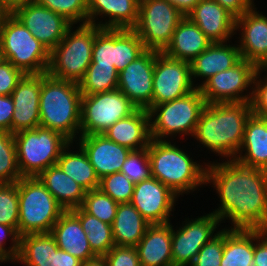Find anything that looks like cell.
Masks as SVG:
<instances>
[{
	"instance_id": "obj_1",
	"label": "cell",
	"mask_w": 267,
	"mask_h": 266,
	"mask_svg": "<svg viewBox=\"0 0 267 266\" xmlns=\"http://www.w3.org/2000/svg\"><path fill=\"white\" fill-rule=\"evenodd\" d=\"M211 162L207 163L205 183L213 184L220 198L212 213L220 222L229 219L231 229L267 230V171L236 160Z\"/></svg>"
},
{
	"instance_id": "obj_2",
	"label": "cell",
	"mask_w": 267,
	"mask_h": 266,
	"mask_svg": "<svg viewBox=\"0 0 267 266\" xmlns=\"http://www.w3.org/2000/svg\"><path fill=\"white\" fill-rule=\"evenodd\" d=\"M251 114L250 102L206 104L192 137L207 150L234 160Z\"/></svg>"
},
{
	"instance_id": "obj_3",
	"label": "cell",
	"mask_w": 267,
	"mask_h": 266,
	"mask_svg": "<svg viewBox=\"0 0 267 266\" xmlns=\"http://www.w3.org/2000/svg\"><path fill=\"white\" fill-rule=\"evenodd\" d=\"M81 96L78 83L41 74L40 126L62 134L73 144L77 142Z\"/></svg>"
},
{
	"instance_id": "obj_4",
	"label": "cell",
	"mask_w": 267,
	"mask_h": 266,
	"mask_svg": "<svg viewBox=\"0 0 267 266\" xmlns=\"http://www.w3.org/2000/svg\"><path fill=\"white\" fill-rule=\"evenodd\" d=\"M171 142L151 139L147 147L151 177L158 179L178 197L206 186V163L194 162L187 151Z\"/></svg>"
},
{
	"instance_id": "obj_5",
	"label": "cell",
	"mask_w": 267,
	"mask_h": 266,
	"mask_svg": "<svg viewBox=\"0 0 267 266\" xmlns=\"http://www.w3.org/2000/svg\"><path fill=\"white\" fill-rule=\"evenodd\" d=\"M0 57L24 74H44L50 51L13 14H7L0 29Z\"/></svg>"
},
{
	"instance_id": "obj_6",
	"label": "cell",
	"mask_w": 267,
	"mask_h": 266,
	"mask_svg": "<svg viewBox=\"0 0 267 266\" xmlns=\"http://www.w3.org/2000/svg\"><path fill=\"white\" fill-rule=\"evenodd\" d=\"M19 195V236L50 233L65 209L37 177L17 182Z\"/></svg>"
},
{
	"instance_id": "obj_7",
	"label": "cell",
	"mask_w": 267,
	"mask_h": 266,
	"mask_svg": "<svg viewBox=\"0 0 267 266\" xmlns=\"http://www.w3.org/2000/svg\"><path fill=\"white\" fill-rule=\"evenodd\" d=\"M205 106L199 88L181 98L153 106L148 111L151 139L169 141V137L177 135L193 136Z\"/></svg>"
},
{
	"instance_id": "obj_8",
	"label": "cell",
	"mask_w": 267,
	"mask_h": 266,
	"mask_svg": "<svg viewBox=\"0 0 267 266\" xmlns=\"http://www.w3.org/2000/svg\"><path fill=\"white\" fill-rule=\"evenodd\" d=\"M72 25L64 38L50 51L47 74L79 83L92 62L95 25L82 24L73 31Z\"/></svg>"
},
{
	"instance_id": "obj_9",
	"label": "cell",
	"mask_w": 267,
	"mask_h": 266,
	"mask_svg": "<svg viewBox=\"0 0 267 266\" xmlns=\"http://www.w3.org/2000/svg\"><path fill=\"white\" fill-rule=\"evenodd\" d=\"M13 135L22 177H37L55 165L62 150L70 143L62 134L41 126Z\"/></svg>"
},
{
	"instance_id": "obj_10",
	"label": "cell",
	"mask_w": 267,
	"mask_h": 266,
	"mask_svg": "<svg viewBox=\"0 0 267 266\" xmlns=\"http://www.w3.org/2000/svg\"><path fill=\"white\" fill-rule=\"evenodd\" d=\"M138 108L119 89L81 96L80 135L103 134Z\"/></svg>"
},
{
	"instance_id": "obj_11",
	"label": "cell",
	"mask_w": 267,
	"mask_h": 266,
	"mask_svg": "<svg viewBox=\"0 0 267 266\" xmlns=\"http://www.w3.org/2000/svg\"><path fill=\"white\" fill-rule=\"evenodd\" d=\"M183 18L166 0H139L138 21L133 30L146 49L162 52Z\"/></svg>"
},
{
	"instance_id": "obj_12",
	"label": "cell",
	"mask_w": 267,
	"mask_h": 266,
	"mask_svg": "<svg viewBox=\"0 0 267 266\" xmlns=\"http://www.w3.org/2000/svg\"><path fill=\"white\" fill-rule=\"evenodd\" d=\"M257 68L242 58L228 70L211 76L199 87L206 104L251 102Z\"/></svg>"
},
{
	"instance_id": "obj_13",
	"label": "cell",
	"mask_w": 267,
	"mask_h": 266,
	"mask_svg": "<svg viewBox=\"0 0 267 266\" xmlns=\"http://www.w3.org/2000/svg\"><path fill=\"white\" fill-rule=\"evenodd\" d=\"M220 224L219 218L209 212L198 218H186L178 229L172 226V265L191 266L200 249L218 234Z\"/></svg>"
},
{
	"instance_id": "obj_14",
	"label": "cell",
	"mask_w": 267,
	"mask_h": 266,
	"mask_svg": "<svg viewBox=\"0 0 267 266\" xmlns=\"http://www.w3.org/2000/svg\"><path fill=\"white\" fill-rule=\"evenodd\" d=\"M191 77V64L173 59L163 52L155 56L152 107L181 98L196 88Z\"/></svg>"
},
{
	"instance_id": "obj_15",
	"label": "cell",
	"mask_w": 267,
	"mask_h": 266,
	"mask_svg": "<svg viewBox=\"0 0 267 266\" xmlns=\"http://www.w3.org/2000/svg\"><path fill=\"white\" fill-rule=\"evenodd\" d=\"M157 50L146 49L118 73V89L138 109L152 108L153 76Z\"/></svg>"
},
{
	"instance_id": "obj_16",
	"label": "cell",
	"mask_w": 267,
	"mask_h": 266,
	"mask_svg": "<svg viewBox=\"0 0 267 266\" xmlns=\"http://www.w3.org/2000/svg\"><path fill=\"white\" fill-rule=\"evenodd\" d=\"M178 196L154 177L135 183L131 204L150 224L170 222Z\"/></svg>"
},
{
	"instance_id": "obj_17",
	"label": "cell",
	"mask_w": 267,
	"mask_h": 266,
	"mask_svg": "<svg viewBox=\"0 0 267 266\" xmlns=\"http://www.w3.org/2000/svg\"><path fill=\"white\" fill-rule=\"evenodd\" d=\"M12 14L49 51L58 45L72 26L63 16L36 2L20 7Z\"/></svg>"
},
{
	"instance_id": "obj_18",
	"label": "cell",
	"mask_w": 267,
	"mask_h": 266,
	"mask_svg": "<svg viewBox=\"0 0 267 266\" xmlns=\"http://www.w3.org/2000/svg\"><path fill=\"white\" fill-rule=\"evenodd\" d=\"M254 7L236 18L235 32L241 31L237 41L241 57L260 67L267 62V17Z\"/></svg>"
},
{
	"instance_id": "obj_19",
	"label": "cell",
	"mask_w": 267,
	"mask_h": 266,
	"mask_svg": "<svg viewBox=\"0 0 267 266\" xmlns=\"http://www.w3.org/2000/svg\"><path fill=\"white\" fill-rule=\"evenodd\" d=\"M41 74H25L13 90L11 133L40 126Z\"/></svg>"
},
{
	"instance_id": "obj_20",
	"label": "cell",
	"mask_w": 267,
	"mask_h": 266,
	"mask_svg": "<svg viewBox=\"0 0 267 266\" xmlns=\"http://www.w3.org/2000/svg\"><path fill=\"white\" fill-rule=\"evenodd\" d=\"M77 141L76 144L86 152L99 179L108 174L121 172L131 152L129 148L111 141L103 134L80 135Z\"/></svg>"
},
{
	"instance_id": "obj_21",
	"label": "cell",
	"mask_w": 267,
	"mask_h": 266,
	"mask_svg": "<svg viewBox=\"0 0 267 266\" xmlns=\"http://www.w3.org/2000/svg\"><path fill=\"white\" fill-rule=\"evenodd\" d=\"M212 42H231L236 18L215 0H201L187 16Z\"/></svg>"
},
{
	"instance_id": "obj_22",
	"label": "cell",
	"mask_w": 267,
	"mask_h": 266,
	"mask_svg": "<svg viewBox=\"0 0 267 266\" xmlns=\"http://www.w3.org/2000/svg\"><path fill=\"white\" fill-rule=\"evenodd\" d=\"M138 11L139 0H88V24L100 28L133 29L138 21ZM99 17L107 19L98 22Z\"/></svg>"
},
{
	"instance_id": "obj_23",
	"label": "cell",
	"mask_w": 267,
	"mask_h": 266,
	"mask_svg": "<svg viewBox=\"0 0 267 266\" xmlns=\"http://www.w3.org/2000/svg\"><path fill=\"white\" fill-rule=\"evenodd\" d=\"M59 249L85 262L97 255L92 251L79 218L71 211L65 210L50 231Z\"/></svg>"
},
{
	"instance_id": "obj_24",
	"label": "cell",
	"mask_w": 267,
	"mask_h": 266,
	"mask_svg": "<svg viewBox=\"0 0 267 266\" xmlns=\"http://www.w3.org/2000/svg\"><path fill=\"white\" fill-rule=\"evenodd\" d=\"M241 59L237 44L235 46V44L228 45V42L211 43L205 51L190 62L192 82L194 84V79L201 78L203 81L199 83V88L211 76L228 70Z\"/></svg>"
},
{
	"instance_id": "obj_25",
	"label": "cell",
	"mask_w": 267,
	"mask_h": 266,
	"mask_svg": "<svg viewBox=\"0 0 267 266\" xmlns=\"http://www.w3.org/2000/svg\"><path fill=\"white\" fill-rule=\"evenodd\" d=\"M103 135L131 151L145 149L151 141L149 112L146 109H137L130 116L110 126Z\"/></svg>"
},
{
	"instance_id": "obj_26",
	"label": "cell",
	"mask_w": 267,
	"mask_h": 266,
	"mask_svg": "<svg viewBox=\"0 0 267 266\" xmlns=\"http://www.w3.org/2000/svg\"><path fill=\"white\" fill-rule=\"evenodd\" d=\"M234 160L244 166L267 171V118L253 113L250 115L245 124L241 147Z\"/></svg>"
},
{
	"instance_id": "obj_27",
	"label": "cell",
	"mask_w": 267,
	"mask_h": 266,
	"mask_svg": "<svg viewBox=\"0 0 267 266\" xmlns=\"http://www.w3.org/2000/svg\"><path fill=\"white\" fill-rule=\"evenodd\" d=\"M172 224H151L136 245L141 266L172 265Z\"/></svg>"
},
{
	"instance_id": "obj_28",
	"label": "cell",
	"mask_w": 267,
	"mask_h": 266,
	"mask_svg": "<svg viewBox=\"0 0 267 266\" xmlns=\"http://www.w3.org/2000/svg\"><path fill=\"white\" fill-rule=\"evenodd\" d=\"M212 42L188 17L177 25L170 43L162 51L170 58L191 62Z\"/></svg>"
},
{
	"instance_id": "obj_29",
	"label": "cell",
	"mask_w": 267,
	"mask_h": 266,
	"mask_svg": "<svg viewBox=\"0 0 267 266\" xmlns=\"http://www.w3.org/2000/svg\"><path fill=\"white\" fill-rule=\"evenodd\" d=\"M14 262L25 266H59L60 249L50 233L23 235Z\"/></svg>"
},
{
	"instance_id": "obj_30",
	"label": "cell",
	"mask_w": 267,
	"mask_h": 266,
	"mask_svg": "<svg viewBox=\"0 0 267 266\" xmlns=\"http://www.w3.org/2000/svg\"><path fill=\"white\" fill-rule=\"evenodd\" d=\"M37 178L65 210L82 206L86 190L66 175L57 164L42 171Z\"/></svg>"
},
{
	"instance_id": "obj_31",
	"label": "cell",
	"mask_w": 267,
	"mask_h": 266,
	"mask_svg": "<svg viewBox=\"0 0 267 266\" xmlns=\"http://www.w3.org/2000/svg\"><path fill=\"white\" fill-rule=\"evenodd\" d=\"M150 225L130 202L119 203L111 224L115 245L136 247Z\"/></svg>"
},
{
	"instance_id": "obj_32",
	"label": "cell",
	"mask_w": 267,
	"mask_h": 266,
	"mask_svg": "<svg viewBox=\"0 0 267 266\" xmlns=\"http://www.w3.org/2000/svg\"><path fill=\"white\" fill-rule=\"evenodd\" d=\"M254 229L224 228L220 266H254Z\"/></svg>"
},
{
	"instance_id": "obj_33",
	"label": "cell",
	"mask_w": 267,
	"mask_h": 266,
	"mask_svg": "<svg viewBox=\"0 0 267 266\" xmlns=\"http://www.w3.org/2000/svg\"><path fill=\"white\" fill-rule=\"evenodd\" d=\"M72 145V142H70L62 150L56 164L66 175L75 180L86 191L98 189L100 179L91 165L86 152L80 145H77L79 151H71L70 147Z\"/></svg>"
},
{
	"instance_id": "obj_34",
	"label": "cell",
	"mask_w": 267,
	"mask_h": 266,
	"mask_svg": "<svg viewBox=\"0 0 267 266\" xmlns=\"http://www.w3.org/2000/svg\"><path fill=\"white\" fill-rule=\"evenodd\" d=\"M79 218L92 251L97 256H104L115 245L111 225L87 213L82 207L71 209Z\"/></svg>"
},
{
	"instance_id": "obj_35",
	"label": "cell",
	"mask_w": 267,
	"mask_h": 266,
	"mask_svg": "<svg viewBox=\"0 0 267 266\" xmlns=\"http://www.w3.org/2000/svg\"><path fill=\"white\" fill-rule=\"evenodd\" d=\"M78 85L82 95L112 91L118 89V72L114 65L91 63Z\"/></svg>"
},
{
	"instance_id": "obj_36",
	"label": "cell",
	"mask_w": 267,
	"mask_h": 266,
	"mask_svg": "<svg viewBox=\"0 0 267 266\" xmlns=\"http://www.w3.org/2000/svg\"><path fill=\"white\" fill-rule=\"evenodd\" d=\"M145 50L143 42L133 29H115L114 67L118 73Z\"/></svg>"
},
{
	"instance_id": "obj_37",
	"label": "cell",
	"mask_w": 267,
	"mask_h": 266,
	"mask_svg": "<svg viewBox=\"0 0 267 266\" xmlns=\"http://www.w3.org/2000/svg\"><path fill=\"white\" fill-rule=\"evenodd\" d=\"M21 178L14 135L0 132V183H15Z\"/></svg>"
},
{
	"instance_id": "obj_38",
	"label": "cell",
	"mask_w": 267,
	"mask_h": 266,
	"mask_svg": "<svg viewBox=\"0 0 267 266\" xmlns=\"http://www.w3.org/2000/svg\"><path fill=\"white\" fill-rule=\"evenodd\" d=\"M81 207L90 215L111 225L116 216L118 203L98 188L86 191Z\"/></svg>"
},
{
	"instance_id": "obj_39",
	"label": "cell",
	"mask_w": 267,
	"mask_h": 266,
	"mask_svg": "<svg viewBox=\"0 0 267 266\" xmlns=\"http://www.w3.org/2000/svg\"><path fill=\"white\" fill-rule=\"evenodd\" d=\"M35 2L63 16L72 25L88 24V0H35Z\"/></svg>"
},
{
	"instance_id": "obj_40",
	"label": "cell",
	"mask_w": 267,
	"mask_h": 266,
	"mask_svg": "<svg viewBox=\"0 0 267 266\" xmlns=\"http://www.w3.org/2000/svg\"><path fill=\"white\" fill-rule=\"evenodd\" d=\"M0 223L18 232L19 195L17 183H0Z\"/></svg>"
},
{
	"instance_id": "obj_41",
	"label": "cell",
	"mask_w": 267,
	"mask_h": 266,
	"mask_svg": "<svg viewBox=\"0 0 267 266\" xmlns=\"http://www.w3.org/2000/svg\"><path fill=\"white\" fill-rule=\"evenodd\" d=\"M135 183L122 172L108 174L100 179L99 189L119 203L132 200Z\"/></svg>"
},
{
	"instance_id": "obj_42",
	"label": "cell",
	"mask_w": 267,
	"mask_h": 266,
	"mask_svg": "<svg viewBox=\"0 0 267 266\" xmlns=\"http://www.w3.org/2000/svg\"><path fill=\"white\" fill-rule=\"evenodd\" d=\"M98 65L115 63V29L100 28L95 25V40L92 49V62Z\"/></svg>"
},
{
	"instance_id": "obj_43",
	"label": "cell",
	"mask_w": 267,
	"mask_h": 266,
	"mask_svg": "<svg viewBox=\"0 0 267 266\" xmlns=\"http://www.w3.org/2000/svg\"><path fill=\"white\" fill-rule=\"evenodd\" d=\"M121 172L134 183L148 179L151 175L147 148L131 151L121 168Z\"/></svg>"
},
{
	"instance_id": "obj_44",
	"label": "cell",
	"mask_w": 267,
	"mask_h": 266,
	"mask_svg": "<svg viewBox=\"0 0 267 266\" xmlns=\"http://www.w3.org/2000/svg\"><path fill=\"white\" fill-rule=\"evenodd\" d=\"M223 250L224 228L200 249L191 266H220Z\"/></svg>"
},
{
	"instance_id": "obj_45",
	"label": "cell",
	"mask_w": 267,
	"mask_h": 266,
	"mask_svg": "<svg viewBox=\"0 0 267 266\" xmlns=\"http://www.w3.org/2000/svg\"><path fill=\"white\" fill-rule=\"evenodd\" d=\"M265 72L267 70L263 66L258 67L256 70L250 103L253 114L267 118V73L266 76L261 77L262 73Z\"/></svg>"
},
{
	"instance_id": "obj_46",
	"label": "cell",
	"mask_w": 267,
	"mask_h": 266,
	"mask_svg": "<svg viewBox=\"0 0 267 266\" xmlns=\"http://www.w3.org/2000/svg\"><path fill=\"white\" fill-rule=\"evenodd\" d=\"M103 257L107 266H141L136 247L114 245Z\"/></svg>"
},
{
	"instance_id": "obj_47",
	"label": "cell",
	"mask_w": 267,
	"mask_h": 266,
	"mask_svg": "<svg viewBox=\"0 0 267 266\" xmlns=\"http://www.w3.org/2000/svg\"><path fill=\"white\" fill-rule=\"evenodd\" d=\"M25 74L0 57V96H9Z\"/></svg>"
},
{
	"instance_id": "obj_48",
	"label": "cell",
	"mask_w": 267,
	"mask_h": 266,
	"mask_svg": "<svg viewBox=\"0 0 267 266\" xmlns=\"http://www.w3.org/2000/svg\"><path fill=\"white\" fill-rule=\"evenodd\" d=\"M9 236V237H8ZM11 237V238H10ZM10 238L11 246L7 247L6 240ZM20 236L11 226L0 223V253H2L9 262H14L19 253Z\"/></svg>"
},
{
	"instance_id": "obj_49",
	"label": "cell",
	"mask_w": 267,
	"mask_h": 266,
	"mask_svg": "<svg viewBox=\"0 0 267 266\" xmlns=\"http://www.w3.org/2000/svg\"><path fill=\"white\" fill-rule=\"evenodd\" d=\"M254 266H267V230L254 229Z\"/></svg>"
},
{
	"instance_id": "obj_50",
	"label": "cell",
	"mask_w": 267,
	"mask_h": 266,
	"mask_svg": "<svg viewBox=\"0 0 267 266\" xmlns=\"http://www.w3.org/2000/svg\"><path fill=\"white\" fill-rule=\"evenodd\" d=\"M13 112L12 96H0V132H11Z\"/></svg>"
},
{
	"instance_id": "obj_51",
	"label": "cell",
	"mask_w": 267,
	"mask_h": 266,
	"mask_svg": "<svg viewBox=\"0 0 267 266\" xmlns=\"http://www.w3.org/2000/svg\"><path fill=\"white\" fill-rule=\"evenodd\" d=\"M235 18L242 16L254 5V0H215Z\"/></svg>"
},
{
	"instance_id": "obj_52",
	"label": "cell",
	"mask_w": 267,
	"mask_h": 266,
	"mask_svg": "<svg viewBox=\"0 0 267 266\" xmlns=\"http://www.w3.org/2000/svg\"><path fill=\"white\" fill-rule=\"evenodd\" d=\"M184 17H187L201 0H166Z\"/></svg>"
},
{
	"instance_id": "obj_53",
	"label": "cell",
	"mask_w": 267,
	"mask_h": 266,
	"mask_svg": "<svg viewBox=\"0 0 267 266\" xmlns=\"http://www.w3.org/2000/svg\"><path fill=\"white\" fill-rule=\"evenodd\" d=\"M34 2L35 0H0V7L7 14H12L18 8L26 6Z\"/></svg>"
},
{
	"instance_id": "obj_54",
	"label": "cell",
	"mask_w": 267,
	"mask_h": 266,
	"mask_svg": "<svg viewBox=\"0 0 267 266\" xmlns=\"http://www.w3.org/2000/svg\"><path fill=\"white\" fill-rule=\"evenodd\" d=\"M82 261L77 259L75 256L67 253L66 251L60 249V262L59 266H81Z\"/></svg>"
},
{
	"instance_id": "obj_55",
	"label": "cell",
	"mask_w": 267,
	"mask_h": 266,
	"mask_svg": "<svg viewBox=\"0 0 267 266\" xmlns=\"http://www.w3.org/2000/svg\"><path fill=\"white\" fill-rule=\"evenodd\" d=\"M81 266H107V262L103 256H96L95 258L82 262Z\"/></svg>"
},
{
	"instance_id": "obj_56",
	"label": "cell",
	"mask_w": 267,
	"mask_h": 266,
	"mask_svg": "<svg viewBox=\"0 0 267 266\" xmlns=\"http://www.w3.org/2000/svg\"><path fill=\"white\" fill-rule=\"evenodd\" d=\"M6 15L7 13L0 7V29H1L2 21Z\"/></svg>"
},
{
	"instance_id": "obj_57",
	"label": "cell",
	"mask_w": 267,
	"mask_h": 266,
	"mask_svg": "<svg viewBox=\"0 0 267 266\" xmlns=\"http://www.w3.org/2000/svg\"><path fill=\"white\" fill-rule=\"evenodd\" d=\"M9 260L2 254L0 253V263H5V262H8Z\"/></svg>"
},
{
	"instance_id": "obj_58",
	"label": "cell",
	"mask_w": 267,
	"mask_h": 266,
	"mask_svg": "<svg viewBox=\"0 0 267 266\" xmlns=\"http://www.w3.org/2000/svg\"><path fill=\"white\" fill-rule=\"evenodd\" d=\"M263 67L267 70V62H266V64Z\"/></svg>"
}]
</instances>
